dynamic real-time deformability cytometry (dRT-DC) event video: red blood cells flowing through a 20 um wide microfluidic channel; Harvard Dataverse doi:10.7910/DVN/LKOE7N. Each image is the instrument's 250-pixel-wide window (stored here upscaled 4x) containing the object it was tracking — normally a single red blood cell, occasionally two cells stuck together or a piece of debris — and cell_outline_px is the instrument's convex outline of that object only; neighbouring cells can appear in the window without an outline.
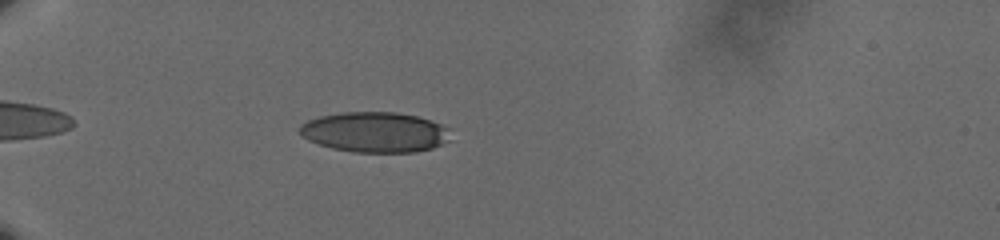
{"species": "human", "species_latin": "Homo sapiens", "temperature_condition": "cold", "stored_images_in_passage": 45, "camera_frame_rate_fps": 3000, "um_per_image_px": 0.085, "donor": {"sex": "male"}, "frame": {"image": 1, "passage_image": 6, "time_ms": 1.667, "image_size_px": [1000, 240], "cell_outline_px": [[452, 140], [432, 148], [416, 152], [352, 152], [332, 148], [308, 140], [300, 132], [300, 124], [308, 120], [320, 116], [340, 112], [396, 112], [416, 116], [440, 124], [448, 128]], "centroid_in_image_um": [31.89, 11.23], "position_along_channel_um": 53.1, "area_um2": 35.43}}
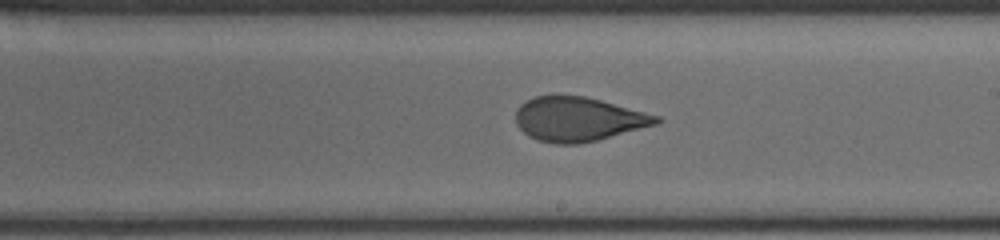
{"frame": {"image": 2, "passage_image": 24, "time_ms": 7.667, "image_size_px": [1000, 240], "cell_outline_px": [[664, 120], [656, 124], [596, 140], [576, 144], [556, 144], [536, 140], [528, 136], [516, 124], [516, 112], [520, 104], [536, 96], [584, 96], [600, 100], [660, 116]], "centroid_in_image_um": [49.13, 10.13], "position_along_channel_um": 239.9, "area_um2": 35.84}}
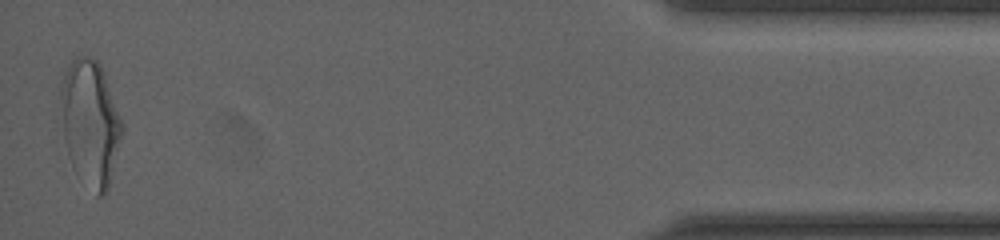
{"frame": {"image": 3, "passage_image": 45, "time_ms": 14.667, "image_size_px": [1000, 240], "cell_outline_px": [[124, 128], [108, 188], [104, 196], [96, 196], [76, 176], [72, 168], [68, 156], [64, 136], [60, 92], [60, 84], [68, 64], [76, 56], [88, 56], [96, 60], [100, 64], [104, 72]], "centroid_in_image_um": [7.66, 10.48], "position_along_channel_um": 427.5, "area_um2": 45.03}, "authors_computed_cell_mechanics": {"area_um2": 36.7608, "velocity_mm_per_s": 3.6269, "shape_relaxation_time_tau1_ms": 6.1031, "shape_relaxation_time_tau2_ms": 1.1055, "deformation_change_tau1": 0.1763, "deformation_change_tau2": 0.0655}}